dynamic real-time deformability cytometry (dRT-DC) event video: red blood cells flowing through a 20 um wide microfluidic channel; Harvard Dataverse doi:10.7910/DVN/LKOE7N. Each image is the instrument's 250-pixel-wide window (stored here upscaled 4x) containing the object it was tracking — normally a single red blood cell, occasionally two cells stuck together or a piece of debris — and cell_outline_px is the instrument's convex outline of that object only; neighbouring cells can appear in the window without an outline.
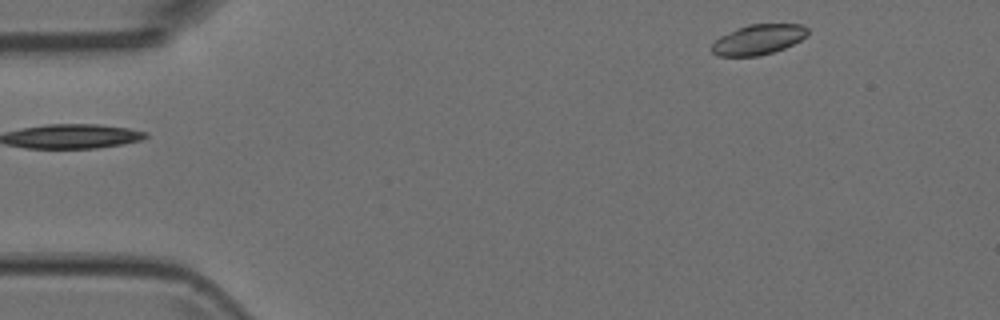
{"species": "Egyptian fruit bat (a non-hibernating species)", "species_latin": "Rousettus aegyptiacus", "temperature_condition": "room temperature", "stored_images_in_passage": 6, "camera_frame_rate_fps": 3000, "um_per_image_px": 0.085, "animal": {"sex": "female"}, "frame": {"image": 1, "passage_image": 1, "time_ms": 0.0, "image_size_px": [1000, 320], "cell_outline_px": [[808, 32], [800, 40], [784, 48], [760, 56], [716, 56], [712, 52], [712, 44], [720, 36], [736, 28], [748, 24], [804, 24], [808, 28]], "centroid_in_image_um": [64.44, 3.35], "position_along_channel_um": 20.6, "area_um2": 16.82}}